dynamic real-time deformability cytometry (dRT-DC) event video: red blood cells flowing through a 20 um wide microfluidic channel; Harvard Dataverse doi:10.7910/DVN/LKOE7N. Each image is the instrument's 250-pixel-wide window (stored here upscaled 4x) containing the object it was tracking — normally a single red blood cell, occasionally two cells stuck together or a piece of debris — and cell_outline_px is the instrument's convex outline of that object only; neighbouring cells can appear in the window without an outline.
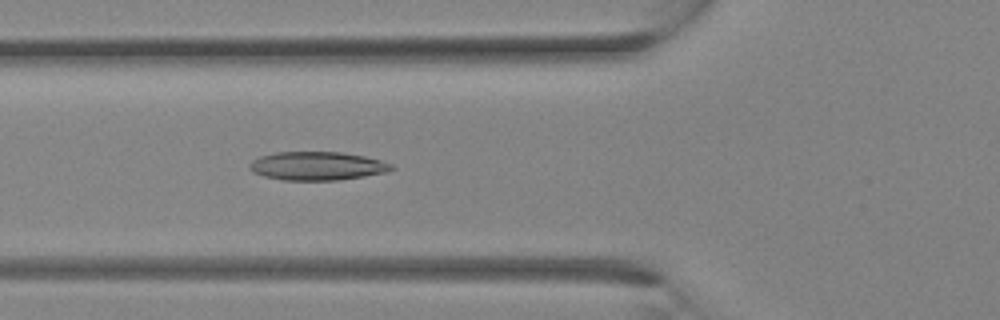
{"species": "Egyptian fruit bat (a non-hibernating species)", "species_latin": "Rousettus aegyptiacus", "temperature_condition": "room temperature", "stored_images_in_passage": 12, "camera_frame_rate_fps": 3000, "um_per_image_px": 0.085, "animal": {"sex": "female"}, "frame": {"image": 1, "passage_image": 12, "time_ms": 3.667, "image_size_px": [1000, 320], "cell_outline_px": [[396, 168], [388, 172], [364, 176], [336, 180], [284, 180], [264, 176], [252, 172], [248, 168], [248, 164], [252, 160], [260, 156], [276, 152], [340, 152], [364, 156], [380, 160], [392, 164]], "centroid_in_image_um": [26.95, 14.1], "position_along_channel_um": 98.9, "area_um2": 23.64}}